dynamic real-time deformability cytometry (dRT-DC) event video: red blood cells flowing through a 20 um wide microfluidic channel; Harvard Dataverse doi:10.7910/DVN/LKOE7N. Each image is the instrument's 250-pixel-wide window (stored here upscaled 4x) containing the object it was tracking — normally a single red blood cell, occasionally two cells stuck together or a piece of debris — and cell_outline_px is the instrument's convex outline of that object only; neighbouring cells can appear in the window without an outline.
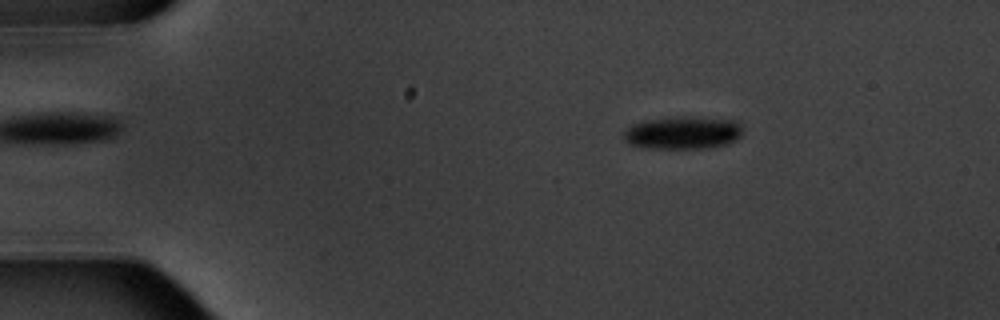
{"species": "common noctule bat (a hibernating species)", "species_latin": "Nyctalus noctula", "temperature_condition": "warm", "stored_images_in_passage": 4, "camera_frame_rate_fps": 3000, "um_per_image_px": 0.085, "animal": {"sex": "male", "body_mass_g": 20.1, "forearm_length_mm": 53.5}, "frame": {"image": 1, "passage_image": 2, "time_ms": 1.0, "image_size_px": [1000, 320], "cell_outline_px": [[740, 136], [736, 140], [728, 144], [708, 148], [644, 148], [628, 144], [624, 140], [624, 132], [632, 124], [648, 120], [676, 116], [700, 116], [736, 120], [740, 124]], "centroid_in_image_um": [58.05, 11.27], "position_along_channel_um": 26.9, "area_um2": 23.0}}